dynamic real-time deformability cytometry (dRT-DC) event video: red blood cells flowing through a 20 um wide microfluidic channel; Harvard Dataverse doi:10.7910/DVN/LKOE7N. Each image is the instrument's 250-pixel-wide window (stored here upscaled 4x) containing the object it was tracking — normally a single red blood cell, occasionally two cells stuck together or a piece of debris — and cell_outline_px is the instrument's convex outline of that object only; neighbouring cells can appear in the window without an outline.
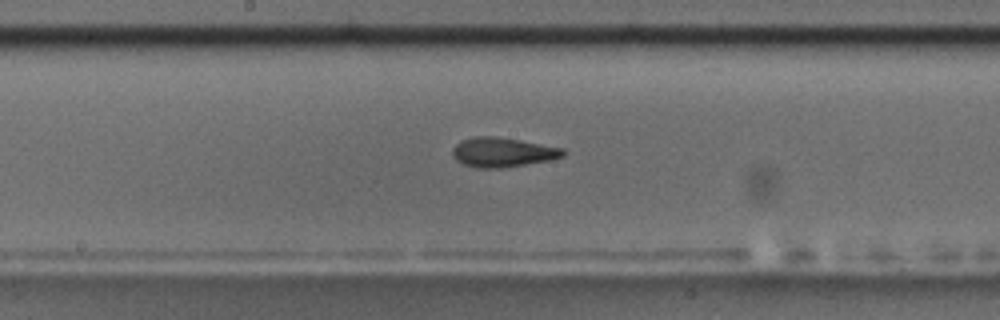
{"species": "common noctule bat (a hibernating species)", "species_latin": "Nyctalus noctula", "temperature_condition": "room temperature", "stored_images_in_passage": 10, "camera_frame_rate_fps": 3000, "um_per_image_px": 0.085, "animal": {"sex": "male", "body_mass_g": 17.5, "forearm_length_mm": 52.3}, "frame": {"image": 1, "passage_image": 9, "time_ms": 10.333, "image_size_px": [1000, 320], "cell_outline_px": [[564, 156], [548, 160], [500, 168], [476, 168], [464, 164], [456, 160], [452, 156], [452, 148], [460, 140], [472, 136], [496, 136], [520, 140], [564, 148]], "centroid_in_image_um": [42.67, 12.93], "position_along_channel_um": 205.5, "area_um2": 19.02}}
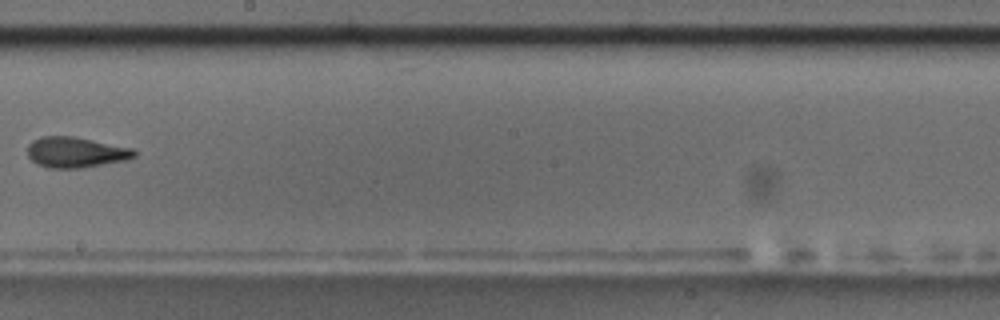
{"frame": {"image": 2, "passage_image": 10, "time_ms": 11.333, "image_size_px": [1000, 320], "cell_outline_px": [[136, 156], [128, 160], [80, 168], [48, 168], [36, 164], [28, 156], [28, 144], [32, 140], [40, 136], [72, 136], [132, 148], [136, 152]], "centroid_in_image_um": [6.42, 12.95], "position_along_channel_um": 241.8, "area_um2": 19.07}}